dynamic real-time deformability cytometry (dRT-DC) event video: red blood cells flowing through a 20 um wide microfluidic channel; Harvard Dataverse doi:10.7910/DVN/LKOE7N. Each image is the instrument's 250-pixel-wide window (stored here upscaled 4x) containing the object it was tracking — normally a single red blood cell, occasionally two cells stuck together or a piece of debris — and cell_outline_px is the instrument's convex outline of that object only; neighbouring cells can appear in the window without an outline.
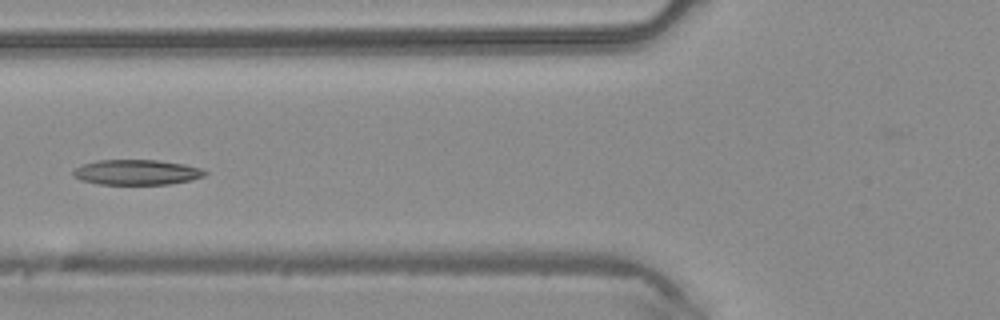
{"species": "common noctule bat (a hibernating species)", "species_latin": "Nyctalus noctula", "temperature_condition": "warm", "stored_images_in_passage": 5, "camera_frame_rate_fps": 3000, "um_per_image_px": 0.085, "animal": {"sex": "male", "body_mass_g": 20.4}, "frame": {"image": 1, "passage_image": 5, "time_ms": 1.333, "image_size_px": [1000, 320], "cell_outline_px": [[208, 172], [204, 176], [192, 180], [168, 184], [100, 184], [80, 180], [72, 176], [72, 172], [76, 168], [84, 164], [96, 160], [156, 160], [184, 164], [200, 168]], "centroid_in_image_um": [11.61, 14.64], "position_along_channel_um": 114.2, "area_um2": 19.31}}